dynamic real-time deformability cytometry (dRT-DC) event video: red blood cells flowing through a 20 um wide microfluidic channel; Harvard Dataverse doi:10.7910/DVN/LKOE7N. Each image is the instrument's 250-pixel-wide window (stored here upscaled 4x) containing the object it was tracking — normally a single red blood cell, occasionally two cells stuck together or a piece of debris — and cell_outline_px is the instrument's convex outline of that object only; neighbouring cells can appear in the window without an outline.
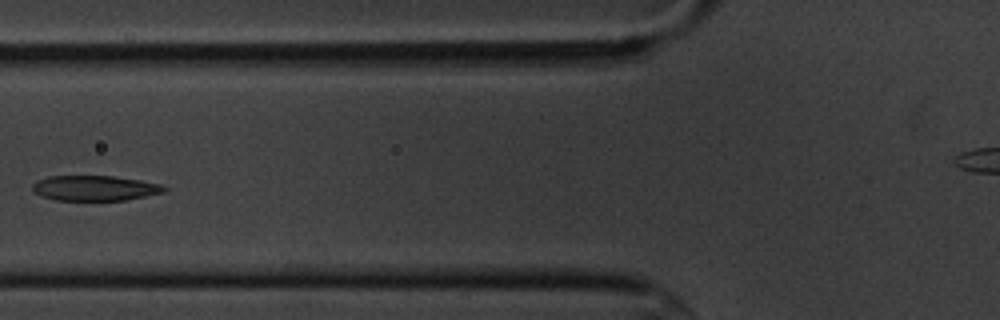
{"species": "common noctule bat (a hibernating species)", "species_latin": "Nyctalus noctula", "temperature_condition": "cold", "stored_images_in_passage": 6, "camera_frame_rate_fps": 3000, "um_per_image_px": 0.085, "animal": {"sex": "male", "body_mass_g": 20.1, "forearm_length_mm": 53.5}, "frame": {"image": 1, "passage_image": 6, "time_ms": 6.0, "image_size_px": [1000, 320], "cell_outline_px": [[168, 188], [164, 192], [124, 200], [56, 200], [40, 196], [32, 192], [32, 184], [36, 180], [48, 176], [116, 176], [140, 180], [160, 184]], "centroid_in_image_um": [8.0, 15.98], "position_along_channel_um": 117.8, "area_um2": 19.42}}